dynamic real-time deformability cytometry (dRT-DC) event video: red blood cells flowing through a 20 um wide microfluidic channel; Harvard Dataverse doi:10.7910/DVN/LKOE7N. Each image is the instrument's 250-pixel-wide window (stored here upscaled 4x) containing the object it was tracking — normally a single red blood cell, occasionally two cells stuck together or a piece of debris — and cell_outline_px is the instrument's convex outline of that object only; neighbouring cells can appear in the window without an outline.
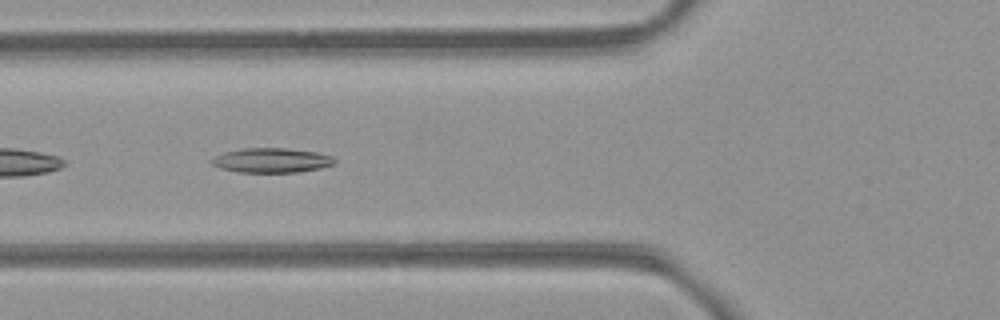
{"species": "common noctule bat (a hibernating species)", "species_latin": "Nyctalus noctula", "temperature_condition": "room temperature", "stored_images_in_passage": 22, "camera_frame_rate_fps": 3000, "um_per_image_px": 0.085, "animal": {"sex": "female", "body_mass_g": 21.9}, "frame": {"image": 1, "passage_image": 19, "time_ms": 6.0, "image_size_px": [1000, 320], "cell_outline_px": [[336, 164], [320, 168], [300, 172], [236, 172], [220, 168], [212, 164], [208, 160], [224, 152], [240, 148], [284, 148], [316, 152], [332, 156], [336, 160]], "centroid_in_image_um": [23.07, 13.63], "position_along_channel_um": 102.7, "area_um2": 17.74}}